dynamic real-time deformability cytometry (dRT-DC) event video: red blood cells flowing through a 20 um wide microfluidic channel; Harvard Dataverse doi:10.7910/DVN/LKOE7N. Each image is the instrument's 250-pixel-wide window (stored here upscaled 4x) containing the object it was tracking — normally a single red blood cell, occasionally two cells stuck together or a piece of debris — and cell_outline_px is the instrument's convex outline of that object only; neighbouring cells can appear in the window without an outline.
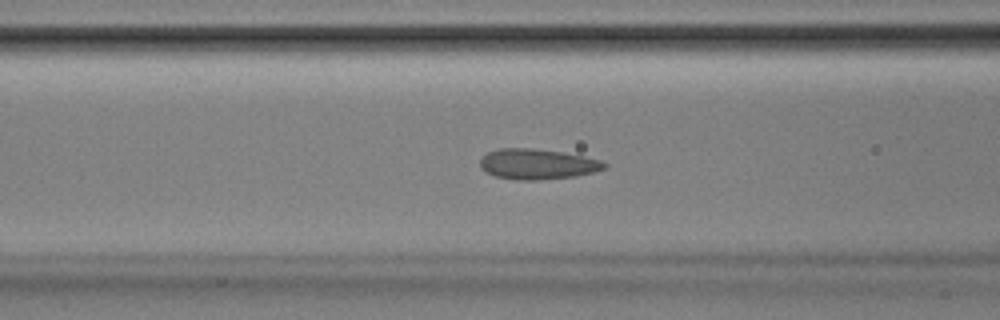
{"species": "Egyptian fruit bat (a non-hibernating species)", "species_latin": "Rousettus aegyptiacus", "temperature_condition": "room temperature", "stored_images_in_passage": 52, "camera_frame_rate_fps": 3000, "um_per_image_px": 0.085, "animal": {"sex": "male"}, "frame": {"image": 1, "passage_image": 21, "time_ms": 6.667, "image_size_px": [1000, 320], "cell_outline_px": [[608, 168], [576, 176], [540, 180], [516, 180], [496, 176], [484, 172], [480, 168], [480, 160], [488, 152], [500, 148], [532, 148], [560, 152], [584, 156], [600, 160], [608, 164]], "centroid_in_image_um": [45.68, 13.95], "position_along_channel_um": 120.9, "area_um2": 22.08}}
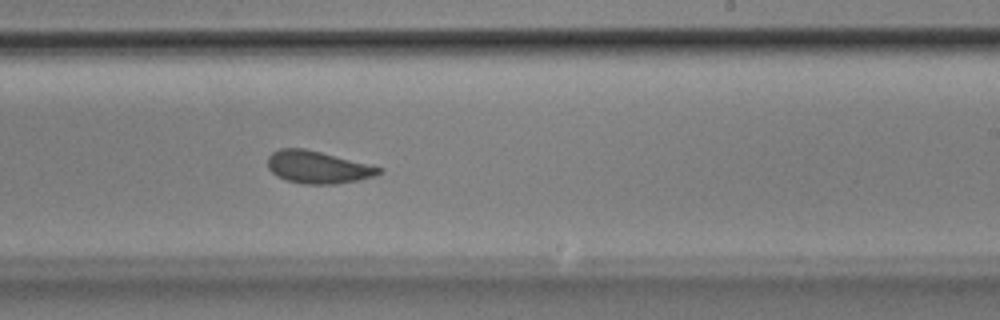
{"frame": {"image": 2, "passage_image": 32, "time_ms": 10.333, "image_size_px": [1000, 320], "cell_outline_px": [[384, 172], [376, 176], [360, 180], [336, 184], [304, 184], [288, 180], [276, 176], [268, 168], [268, 156], [272, 152], [280, 148], [304, 148], [372, 164], [384, 168]], "centroid_in_image_um": [27.08, 14.21], "position_along_channel_um": 261.9, "area_um2": 21.33}}
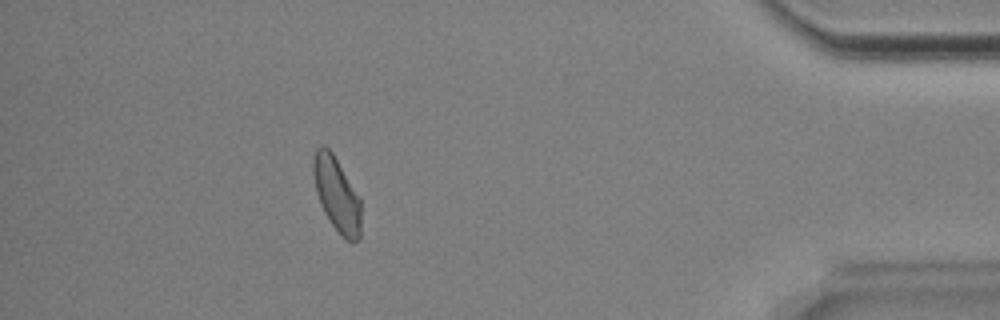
{"frame": {"image": 3, "passage_image": 47, "time_ms": 15.333, "image_size_px": [1000, 320], "cell_outline_px": [[360, 236], [352, 244], [344, 240], [332, 224], [324, 212], [320, 204], [316, 192], [312, 172], [312, 160], [316, 148], [320, 144], [324, 144], [332, 152], [360, 200]], "centroid_in_image_um": [28.58, 16.52], "position_along_channel_um": 406.6, "area_um2": 20.58}, "authors_computed_cell_mechanics": {"area_um2": 21.5016, "velocity_mm_per_s": 3.8497, "shape_relaxation_time_tau1_ms": 7.0646, "shape_relaxation_time_tau2_ms": 1.112, "deformation_change_tau1": 0.103, "deformation_change_tau2": 0.0525}}